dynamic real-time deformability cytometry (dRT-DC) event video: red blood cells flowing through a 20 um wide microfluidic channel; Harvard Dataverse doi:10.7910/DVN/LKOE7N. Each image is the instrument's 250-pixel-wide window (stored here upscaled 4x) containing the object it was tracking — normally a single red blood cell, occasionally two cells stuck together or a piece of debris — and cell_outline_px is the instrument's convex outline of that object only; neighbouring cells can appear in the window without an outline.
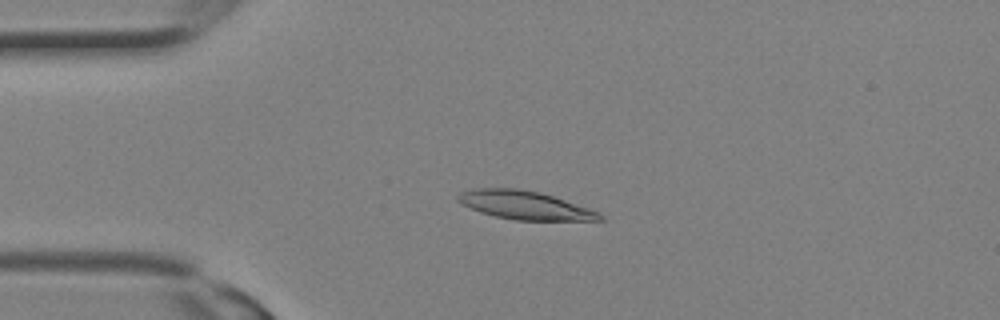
{"species": "Egyptian fruit bat (a non-hibernating species)", "species_latin": "Rousettus aegyptiacus", "temperature_condition": "room temperature", "stored_images_in_passage": 17, "camera_frame_rate_fps": 3000, "um_per_image_px": 0.085, "animal": {"sex": "female"}, "frame": {"image": 1, "passage_image": 6, "time_ms": 1.667, "image_size_px": [1000, 320], "cell_outline_px": [[604, 220], [516, 220], [496, 216], [480, 212], [460, 204], [456, 200], [456, 196], [460, 192], [472, 188], [520, 188], [540, 192], [600, 212], [604, 216]], "centroid_in_image_um": [44.56, 17.43], "position_along_channel_um": 40.4, "area_um2": 23.52}}
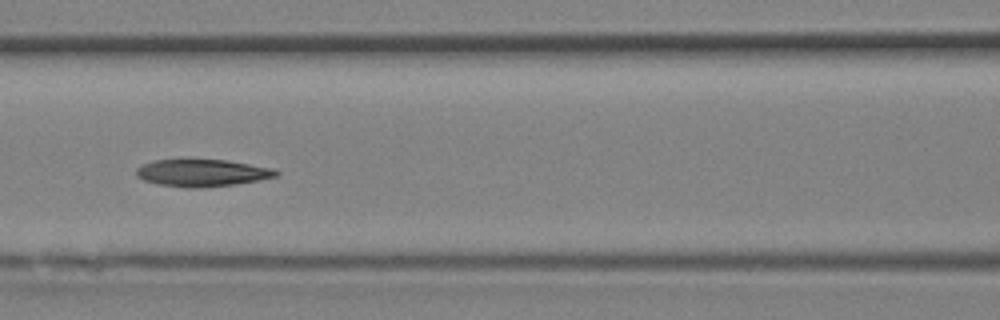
{"frame": {"image": 2, "passage_image": 12, "time_ms": 3.667, "image_size_px": [1000, 320], "cell_outline_px": [[280, 172], [276, 176], [236, 184], [200, 188], [188, 188], [160, 184], [144, 180], [136, 176], [136, 168], [152, 160], [228, 160], [272, 168]], "centroid_in_image_um": [17.17, 14.69], "position_along_channel_um": 149.4, "area_um2": 21.91}}
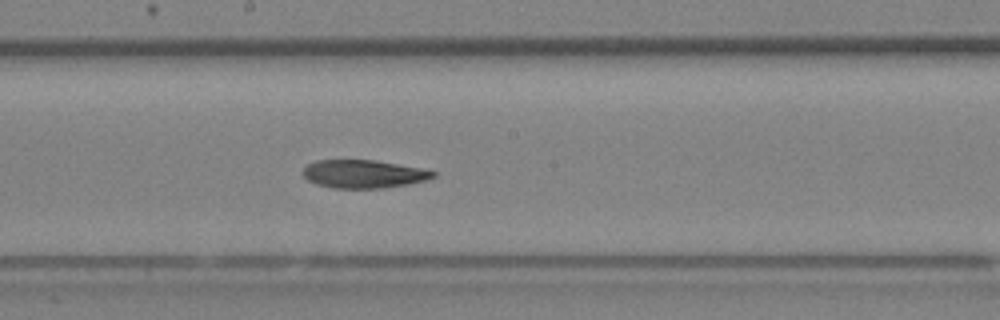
{"frame": {"image": 3, "passage_image": 15, "time_ms": 4.667, "image_size_px": [1000, 320], "cell_outline_px": [[436, 176], [424, 180], [408, 184], [384, 188], [332, 188], [316, 184], [308, 180], [300, 172], [308, 164], [316, 160], [376, 160], [428, 168], [436, 172]], "centroid_in_image_um": [30.93, 14.78], "position_along_channel_um": 217.3, "area_um2": 21.68}}